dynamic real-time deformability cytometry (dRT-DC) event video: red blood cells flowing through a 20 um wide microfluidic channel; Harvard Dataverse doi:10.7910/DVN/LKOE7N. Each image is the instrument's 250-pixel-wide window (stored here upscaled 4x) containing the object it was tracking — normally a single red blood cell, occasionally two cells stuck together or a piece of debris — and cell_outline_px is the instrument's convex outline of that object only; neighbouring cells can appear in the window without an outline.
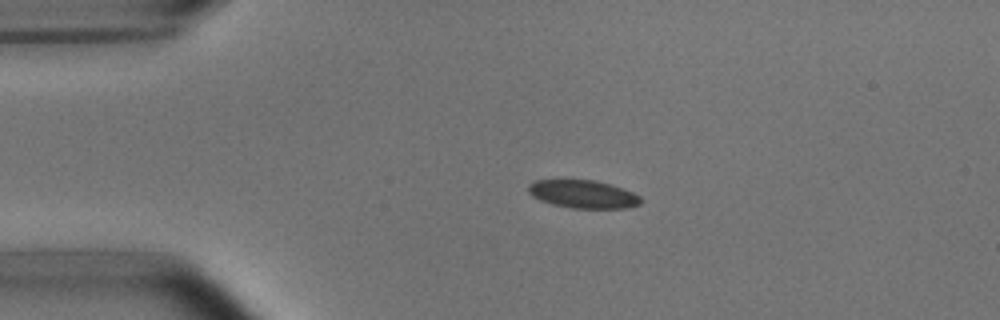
{"species": "common noctule bat (a hibernating species)", "species_latin": "Nyctalus noctula", "temperature_condition": "room temperature", "stored_images_in_passage": 43, "camera_frame_rate_fps": 3000, "um_per_image_px": 0.085, "animal": {"sex": "male", "body_mass_g": 15.6}, "frame": {"image": 1, "passage_image": 1, "time_ms": 0.0, "image_size_px": [1000, 320], "cell_outline_px": [[640, 204], [624, 208], [572, 208], [552, 204], [540, 200], [532, 196], [528, 192], [528, 184], [532, 180], [596, 180], [632, 192], [640, 196]], "centroid_in_image_um": [49.5, 16.5], "position_along_channel_um": 35.5, "area_um2": 18.21}}
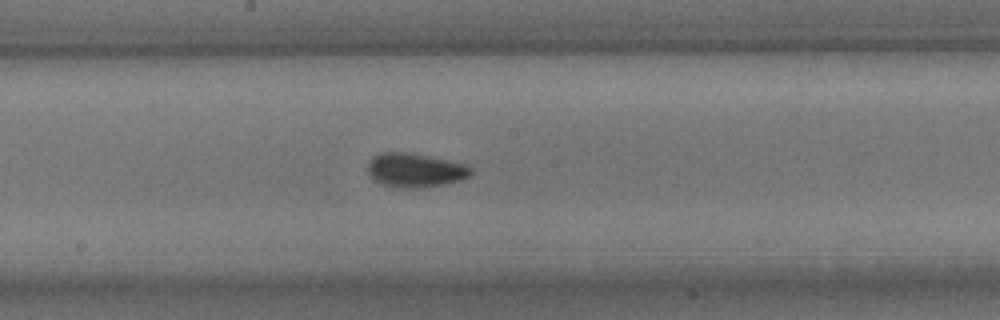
{"frame": {"image": 2, "passage_image": 18, "time_ms": 5.667, "image_size_px": [1000, 320], "cell_outline_px": [[472, 172], [468, 176], [460, 180], [444, 184], [416, 188], [396, 188], [380, 184], [372, 180], [368, 172], [368, 160], [372, 156], [380, 152], [404, 152], [464, 164], [472, 168]], "centroid_in_image_um": [35.19, 14.48], "position_along_channel_um": 213.0, "area_um2": 20.35}}
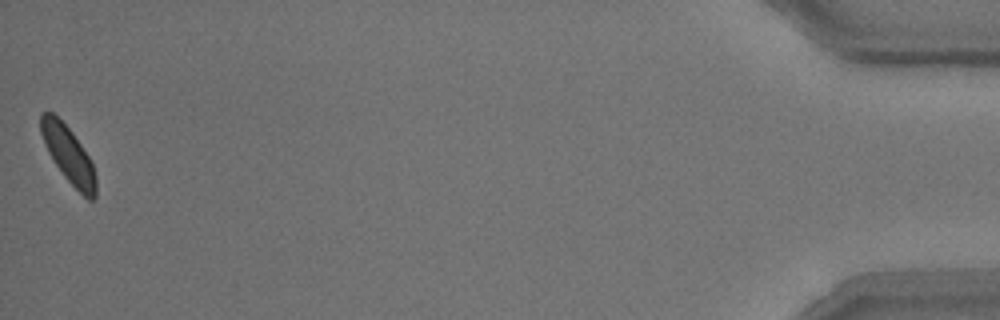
{"frame": {"image": 3, "passage_image": 43, "time_ms": 14.0, "image_size_px": [1000, 320], "cell_outline_px": [[96, 196], [92, 200], [88, 200], [64, 176], [48, 152], [44, 144], [40, 132], [40, 112], [52, 112], [72, 132], [88, 156], [92, 164], [96, 176]], "centroid_in_image_um": [5.8, 13.14], "position_along_channel_um": 429.4, "area_um2": 17.8}, "authors_computed_cell_mechanics": {"area_um2": 19.1318, "velocity_mm_per_s": 3.7308, "shape_relaxation_time_tau1_ms": 2.3137, "shape_relaxation_time_tau2_ms": 1.1328, "deformation_change_tau1": 0.0827, "deformation_change_tau2": 0.0649}}